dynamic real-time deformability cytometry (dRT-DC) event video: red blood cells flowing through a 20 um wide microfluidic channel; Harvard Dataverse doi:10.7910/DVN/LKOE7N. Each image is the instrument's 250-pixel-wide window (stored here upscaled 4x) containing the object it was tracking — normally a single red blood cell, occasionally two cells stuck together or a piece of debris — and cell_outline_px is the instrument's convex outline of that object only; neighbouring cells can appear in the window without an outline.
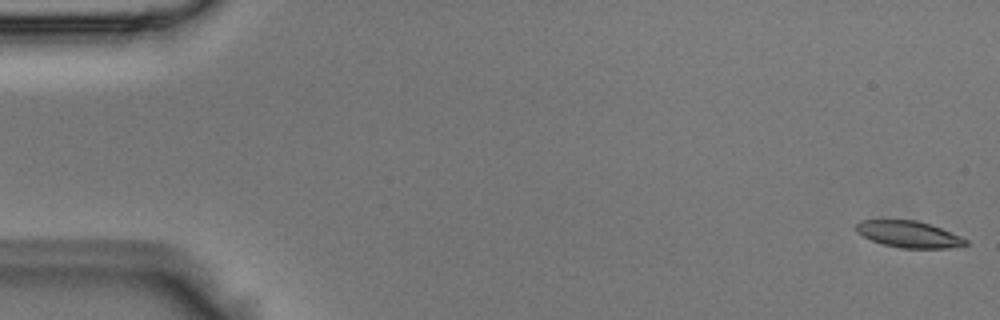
{"species": "Egyptian fruit bat (a non-hibernating species)", "species_latin": "Rousettus aegyptiacus", "temperature_condition": "room temperature", "stored_images_in_passage": 16, "camera_frame_rate_fps": 3000, "um_per_image_px": 0.085, "animal": {"sex": "male"}, "frame": {"image": 1, "passage_image": 1, "time_ms": 0.0, "image_size_px": [1000, 320], "cell_outline_px": [[968, 244], [948, 248], [900, 248], [884, 244], [872, 240], [856, 232], [856, 224], [860, 220], [916, 220], [940, 228], [960, 236], [968, 240]], "centroid_in_image_um": [77.24, 19.91], "position_along_channel_um": 7.8, "area_um2": 16.7}}